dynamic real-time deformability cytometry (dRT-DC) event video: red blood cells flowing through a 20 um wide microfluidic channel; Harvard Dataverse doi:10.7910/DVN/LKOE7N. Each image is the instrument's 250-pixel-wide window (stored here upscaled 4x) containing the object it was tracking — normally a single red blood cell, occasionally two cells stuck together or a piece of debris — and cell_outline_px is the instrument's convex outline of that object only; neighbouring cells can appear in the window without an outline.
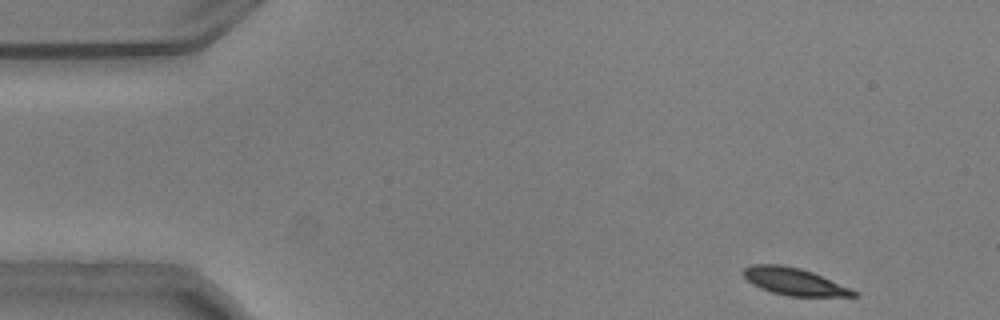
{"species": "common noctule bat (a hibernating species)", "species_latin": "Nyctalus noctula", "temperature_condition": "warm", "stored_images_in_passage": 51, "camera_frame_rate_fps": 3000, "um_per_image_px": 0.085, "animal": {"sex": "male", "body_mass_g": 20.5, "forearm_length_mm": 52.5}, "frame": {"image": 1, "passage_image": 1, "time_ms": 0.0, "image_size_px": [1000, 320], "cell_outline_px": [[860, 296], [788, 296], [772, 292], [760, 288], [752, 284], [740, 272], [744, 268], [752, 264], [780, 264], [800, 268], [812, 272], [852, 288], [860, 292]], "centroid_in_image_um": [67.52, 23.93], "position_along_channel_um": 17.5, "area_um2": 17.63}}
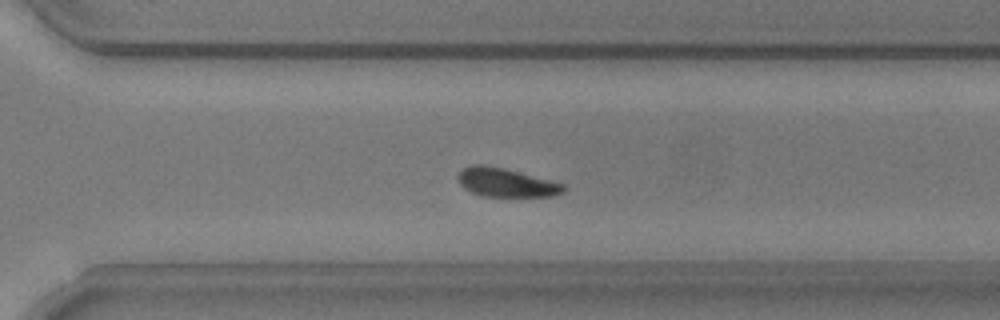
{"frame": {"image": 2, "passage_image": 34, "time_ms": 11.0, "image_size_px": [1000, 320], "cell_outline_px": [[564, 192], [552, 196], [480, 196], [464, 188], [460, 184], [456, 176], [464, 168], [472, 164], [484, 164], [504, 168], [564, 184]], "centroid_in_image_um": [42.97, 15.51], "position_along_channel_um": 327.6, "area_um2": 17.51}}
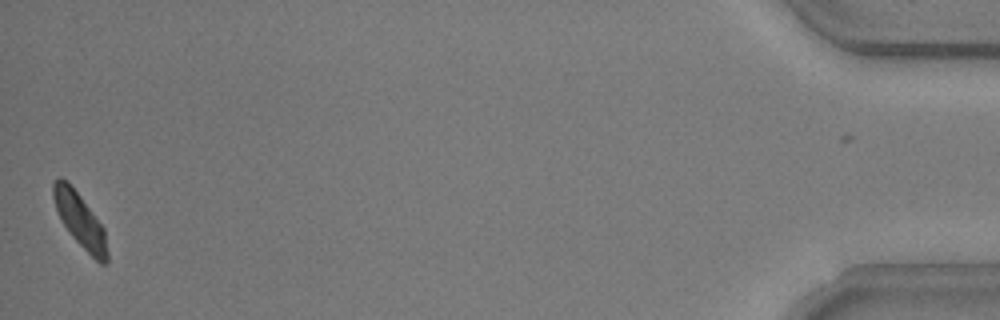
{"frame": {"image": 3, "passage_image": 50, "time_ms": 16.333, "image_size_px": [1000, 320], "cell_outline_px": [[108, 264], [100, 264], [72, 236], [64, 224], [56, 208], [52, 196], [52, 184], [60, 176], [80, 196], [104, 228], [108, 252]], "centroid_in_image_um": [6.82, 18.76], "position_along_channel_um": 428.4, "area_um2": 16.47}, "authors_computed_cell_mechanics": {"area_um2": 17.9758, "velocity_mm_per_s": 3.6886, "shape_relaxation_time_tau1_ms": 2.499, "shape_relaxation_time_tau2_ms": null, "deformation_change_tau1": 0.112, "deformation_change_tau2": null}}